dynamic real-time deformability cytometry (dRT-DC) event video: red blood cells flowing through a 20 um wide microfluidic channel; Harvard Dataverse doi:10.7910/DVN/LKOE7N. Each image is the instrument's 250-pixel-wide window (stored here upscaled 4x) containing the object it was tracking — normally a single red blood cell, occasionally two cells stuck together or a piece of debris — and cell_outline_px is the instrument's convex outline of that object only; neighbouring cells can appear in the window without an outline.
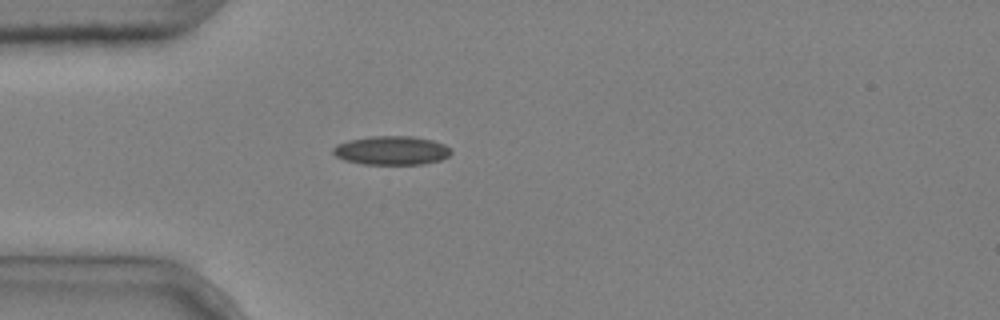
{"species": "common noctule bat (a hibernating species)", "species_latin": "Nyctalus noctula", "temperature_condition": "cold", "stored_images_in_passage": 1, "camera_frame_rate_fps": 3000, "um_per_image_px": 0.085, "animal": {"sex": "male", "body_mass_g": 20.4}, "frame": {"image": 1, "passage_image": 1, "time_ms": 0.0, "image_size_px": [1000, 320], "cell_outline_px": [[452, 152], [448, 156], [440, 160], [424, 164], [364, 164], [344, 160], [336, 156], [332, 152], [332, 148], [336, 144], [348, 140], [372, 136], [412, 136], [432, 140], [444, 144]], "centroid_in_image_um": [33.25, 12.78], "position_along_channel_um": 51.7, "area_um2": 19.83}}